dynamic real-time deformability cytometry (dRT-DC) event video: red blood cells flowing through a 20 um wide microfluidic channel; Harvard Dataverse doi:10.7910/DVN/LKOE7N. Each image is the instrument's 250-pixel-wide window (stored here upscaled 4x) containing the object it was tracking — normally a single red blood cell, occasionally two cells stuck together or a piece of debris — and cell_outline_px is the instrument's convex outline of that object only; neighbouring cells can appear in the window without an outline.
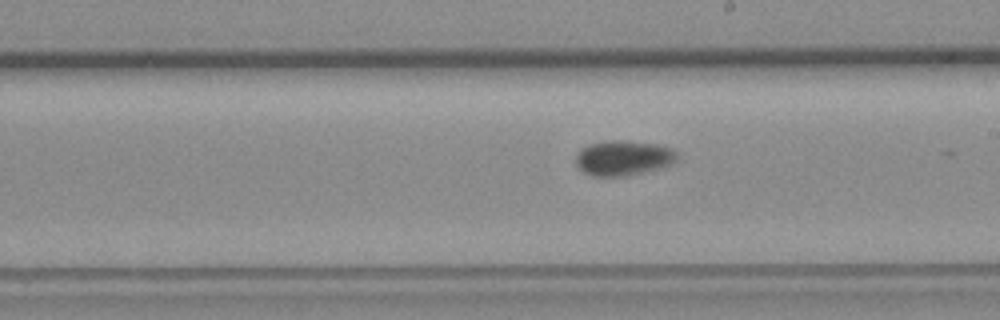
{"species": "common noctule bat (a hibernating species)", "species_latin": "Nyctalus noctula", "temperature_condition": "room temperature", "stored_images_in_passage": 38, "camera_frame_rate_fps": 3000, "um_per_image_px": 0.085, "animal": {"sex": "female", "body_mass_g": 19.3, "forearm_length_mm": 54.1}, "frame": {"image": 1, "passage_image": 26, "time_ms": 8.333, "image_size_px": [1000, 320], "cell_outline_px": [[676, 160], [668, 164], [656, 168], [624, 176], [592, 176], [584, 172], [576, 164], [576, 152], [580, 148], [588, 144], [608, 140], [624, 140], [656, 144], [672, 148], [676, 152]], "centroid_in_image_um": [52.91, 13.4], "position_along_channel_um": 236.1, "area_um2": 20.46}}
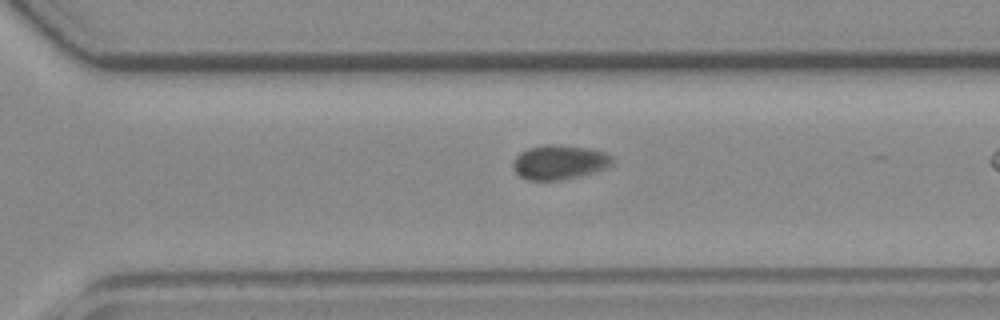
{"frame": {"image": 2, "passage_image": 33, "time_ms": 10.667, "image_size_px": [1000, 320], "cell_outline_px": [[612, 164], [604, 168], [580, 176], [560, 180], [528, 180], [520, 176], [512, 168], [512, 164], [516, 156], [520, 152], [528, 148], [544, 144], [560, 144], [588, 148], [604, 152], [612, 156]], "centroid_in_image_um": [47.51, 13.77], "position_along_channel_um": 323.1, "area_um2": 19.94}}
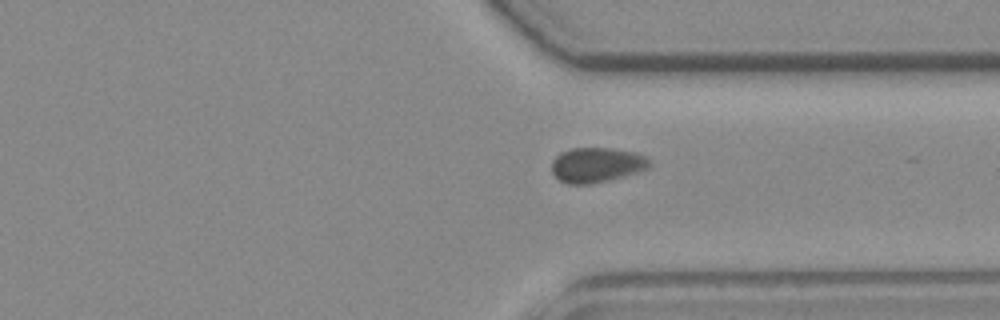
{"frame": {"image": 3, "passage_image": 36, "time_ms": 11.667, "image_size_px": [1000, 320], "cell_outline_px": [[648, 168], [636, 172], [608, 180], [592, 184], [568, 184], [560, 180], [552, 172], [552, 160], [560, 152], [572, 148], [608, 148], [636, 152], [644, 156], [648, 160]], "centroid_in_image_um": [50.66, 14.01], "position_along_channel_um": 360.7, "area_um2": 19.65}}